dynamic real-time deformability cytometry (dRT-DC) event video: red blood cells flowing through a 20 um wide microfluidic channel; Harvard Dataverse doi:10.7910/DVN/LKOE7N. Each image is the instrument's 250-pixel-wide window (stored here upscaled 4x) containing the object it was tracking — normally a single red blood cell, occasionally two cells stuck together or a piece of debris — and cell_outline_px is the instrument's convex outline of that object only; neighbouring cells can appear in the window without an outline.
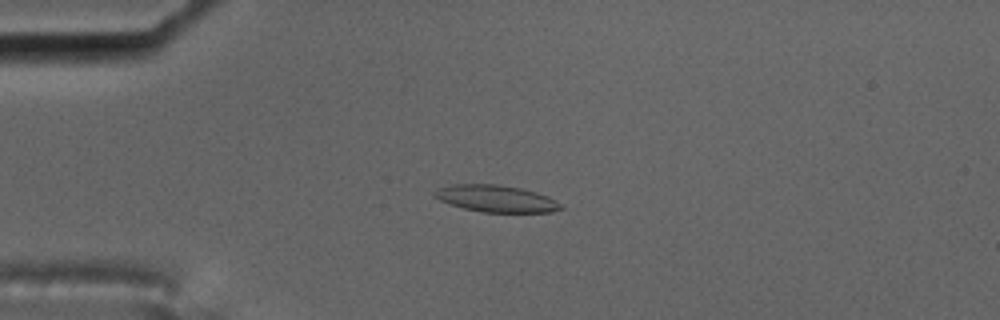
{"species": "common noctule bat (a hibernating species)", "species_latin": "Nyctalus noctula", "temperature_condition": "cold", "stored_images_in_passage": 50, "camera_frame_rate_fps": 3000, "um_per_image_px": 0.085, "animal": {"sex": "male", "body_mass_g": 17.5, "forearm_length_mm": 52.3}, "frame": {"image": 1, "passage_image": 15, "time_ms": 4.667, "image_size_px": [1000, 320], "cell_outline_px": [[564, 208], [552, 212], [484, 212], [464, 208], [440, 200], [432, 196], [432, 192], [436, 188], [452, 184], [496, 184], [520, 188], [536, 192], [548, 196], [560, 204]], "centroid_in_image_um": [42.13, 16.87], "position_along_channel_um": 42.9, "area_um2": 19.71}}
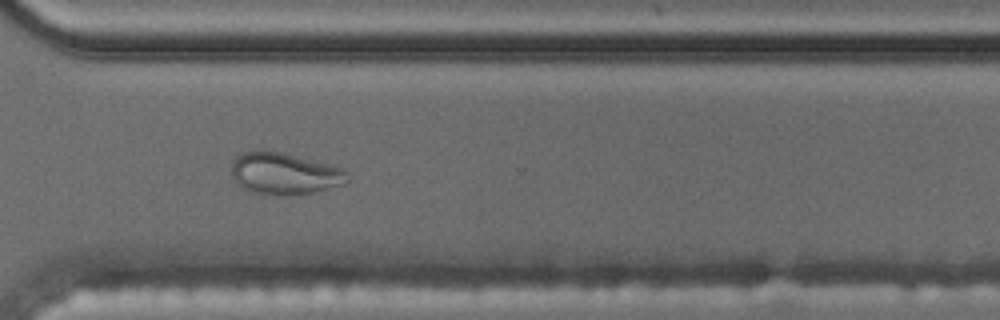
{"frame": {"image": 2, "passage_image": 43, "time_ms": 14.0, "image_size_px": [1000, 320], "cell_outline_px": [[348, 180], [344, 184], [312, 192], [252, 192], [244, 188], [232, 176], [232, 160], [236, 156], [244, 152], [256, 148], [264, 148], [344, 168], [348, 172]], "centroid_in_image_um": [24.16, 14.67], "position_along_channel_um": 346.4, "area_um2": 27.46}, "authors_computed_cell_mechanics": {"area_um2": 19.9699, "velocity_mm_per_s": 3.5098, "shape_relaxation_time_tau1_ms": null, "shape_relaxation_time_tau2_ms": 1.8712, "deformation_change_tau1": null, "deformation_change_tau2": 0.0819}}